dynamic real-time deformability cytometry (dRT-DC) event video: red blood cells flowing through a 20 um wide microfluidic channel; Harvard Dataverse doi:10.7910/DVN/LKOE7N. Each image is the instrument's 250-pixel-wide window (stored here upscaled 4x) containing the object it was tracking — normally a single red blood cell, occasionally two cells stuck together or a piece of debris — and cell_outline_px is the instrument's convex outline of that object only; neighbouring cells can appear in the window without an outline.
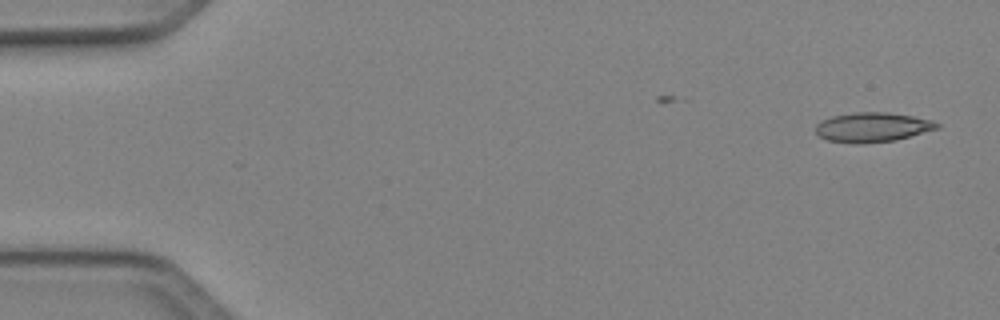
{"species": "Egyptian fruit bat (a non-hibernating species)", "species_latin": "Rousettus aegyptiacus", "temperature_condition": "cold", "stored_images_in_passage": 8, "camera_frame_rate_fps": 3000, "um_per_image_px": 0.085, "animal": {"sex": "female"}, "frame": {"image": 1, "passage_image": 1, "time_ms": 0.0, "image_size_px": [1000, 320], "cell_outline_px": [[940, 128], [896, 140], [864, 144], [856, 144], [828, 140], [820, 136], [816, 132], [816, 124], [820, 120], [832, 116], [856, 112], [888, 112], [912, 116], [932, 120], [940, 124]], "centroid_in_image_um": [74.16, 10.82], "position_along_channel_um": 10.8, "area_um2": 21.04}}